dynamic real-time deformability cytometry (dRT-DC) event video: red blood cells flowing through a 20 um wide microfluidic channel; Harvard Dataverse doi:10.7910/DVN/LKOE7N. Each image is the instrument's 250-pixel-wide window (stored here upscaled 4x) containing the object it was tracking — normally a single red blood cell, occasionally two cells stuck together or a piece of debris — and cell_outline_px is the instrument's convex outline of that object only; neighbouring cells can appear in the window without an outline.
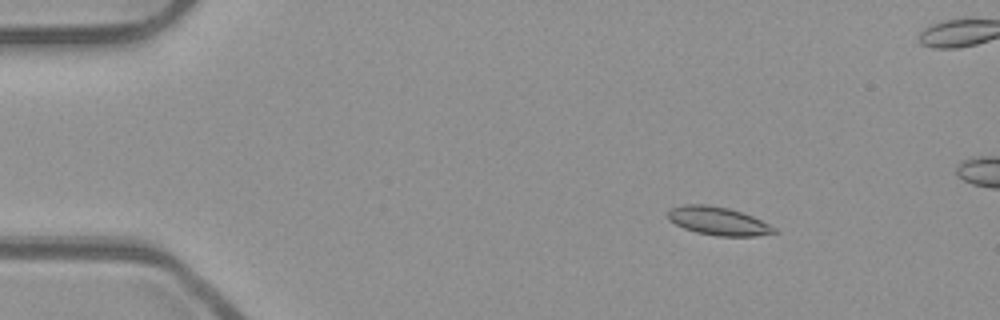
{"species": "common noctule bat (a hibernating species)", "species_latin": "Nyctalus noctula", "temperature_condition": "room temperature", "stored_images_in_passage": 47, "camera_frame_rate_fps": 3000, "um_per_image_px": 0.085, "animal": {"sex": "male", "body_mass_g": 23.1, "forearm_length_mm": 52.7}, "frame": {"image": 1, "passage_image": 1, "time_ms": 0.0, "image_size_px": [1000, 320], "cell_outline_px": [[780, 232], [756, 236], [716, 236], [696, 232], [684, 228], [668, 220], [668, 212], [672, 208], [684, 204], [704, 204], [728, 208], [752, 216], [776, 228]], "centroid_in_image_um": [61.05, 18.8], "position_along_channel_um": 23.9, "area_um2": 17.4}}
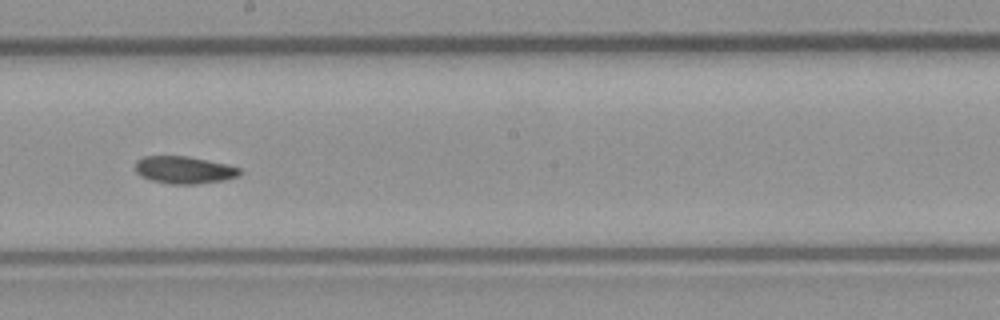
{"frame": {"image": 2, "passage_image": 23, "time_ms": 7.333, "image_size_px": [1000, 320], "cell_outline_px": [[244, 172], [240, 176], [224, 180], [196, 184], [172, 184], [152, 180], [140, 176], [136, 172], [136, 160], [144, 156], [188, 156], [228, 164], [240, 168]], "centroid_in_image_um": [15.7, 14.44], "position_along_channel_um": 232.5, "area_um2": 16.82}}
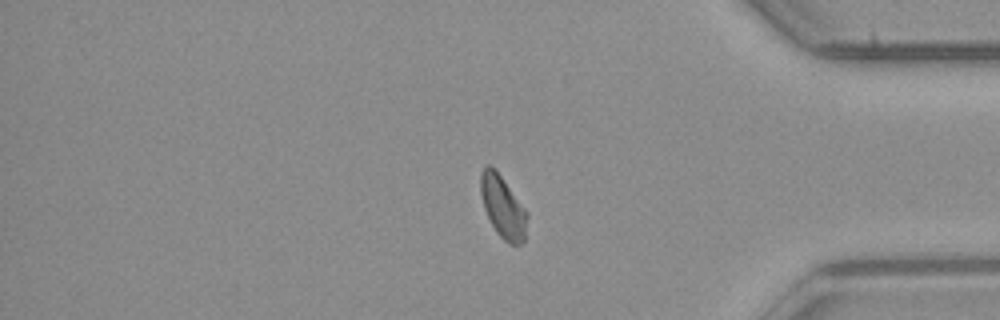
{"frame": {"image": 3, "passage_image": 37, "time_ms": 12.0, "image_size_px": [1000, 320], "cell_outline_px": [[528, 216], [524, 240], [520, 244], [508, 244], [496, 232], [484, 208], [480, 192], [480, 172], [484, 164], [488, 164], [500, 176], [528, 212]], "centroid_in_image_um": [42.73, 17.6], "position_along_channel_um": 392.5, "area_um2": 16.65}}